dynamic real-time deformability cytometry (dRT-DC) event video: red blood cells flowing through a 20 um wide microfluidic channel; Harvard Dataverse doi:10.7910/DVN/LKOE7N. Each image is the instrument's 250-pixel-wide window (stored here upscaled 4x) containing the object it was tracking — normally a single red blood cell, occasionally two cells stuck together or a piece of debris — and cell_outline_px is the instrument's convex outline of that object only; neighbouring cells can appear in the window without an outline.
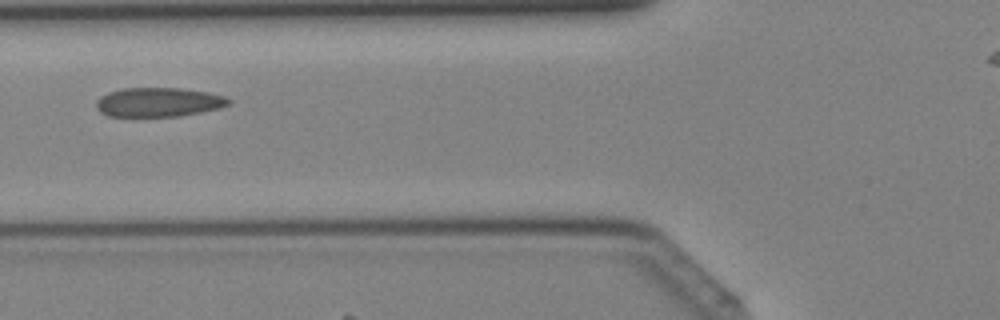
{"species": "Egyptian fruit bat (a non-hibernating species)", "species_latin": "Rousettus aegyptiacus", "temperature_condition": "cold", "stored_images_in_passage": 5, "camera_frame_rate_fps": 3000, "um_per_image_px": 0.085, "animal": {"sex": "female"}, "frame": {"image": 1, "passage_image": 5, "time_ms": 1.333, "image_size_px": [1000, 320], "cell_outline_px": [[232, 104], [220, 108], [180, 116], [108, 116], [100, 112], [96, 108], [96, 100], [100, 96], [108, 92], [120, 88], [180, 88], [208, 92], [224, 96], [232, 100]], "centroid_in_image_um": [13.48, 8.68], "position_along_channel_um": 112.3, "area_um2": 22.72}}